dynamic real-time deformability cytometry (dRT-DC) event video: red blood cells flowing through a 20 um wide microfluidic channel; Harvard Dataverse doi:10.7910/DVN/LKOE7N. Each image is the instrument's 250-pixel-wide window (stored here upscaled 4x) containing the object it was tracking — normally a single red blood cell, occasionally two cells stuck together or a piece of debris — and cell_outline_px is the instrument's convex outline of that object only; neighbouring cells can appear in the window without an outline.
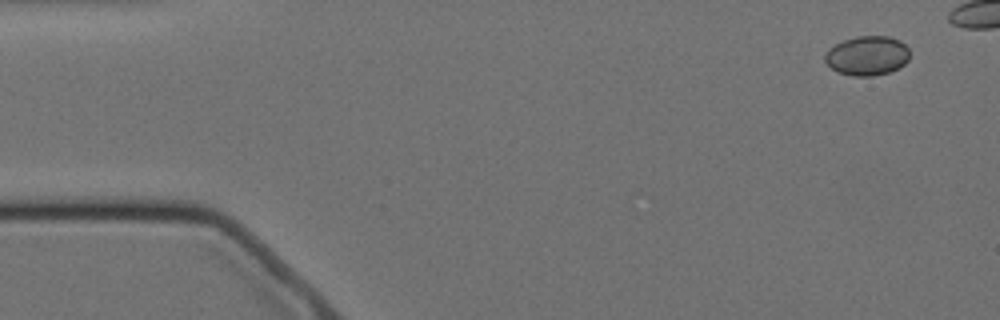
{"species": "Egyptian fruit bat (a non-hibernating species)", "species_latin": "Rousettus aegyptiacus", "temperature_condition": "cold", "stored_images_in_passage": 6, "segment_of_instrument_passage": [2, 2], "camera_frame_rate_fps": 3000, "um_per_image_px": 0.085, "animal": {"sex": "female"}, "frame": {"image": 1, "passage_image": 6, "time_ms": 6.0, "image_size_px": [1000, 320], "cell_outline_px": [[908, 60], [904, 64], [888, 72], [872, 76], [852, 76], [840, 72], [832, 68], [824, 60], [824, 56], [828, 48], [844, 40], [856, 36], [888, 36], [900, 40], [908, 48]], "centroid_in_image_um": [73.7, 4.72], "position_along_channel_um": 11.3, "area_um2": 19.31}}